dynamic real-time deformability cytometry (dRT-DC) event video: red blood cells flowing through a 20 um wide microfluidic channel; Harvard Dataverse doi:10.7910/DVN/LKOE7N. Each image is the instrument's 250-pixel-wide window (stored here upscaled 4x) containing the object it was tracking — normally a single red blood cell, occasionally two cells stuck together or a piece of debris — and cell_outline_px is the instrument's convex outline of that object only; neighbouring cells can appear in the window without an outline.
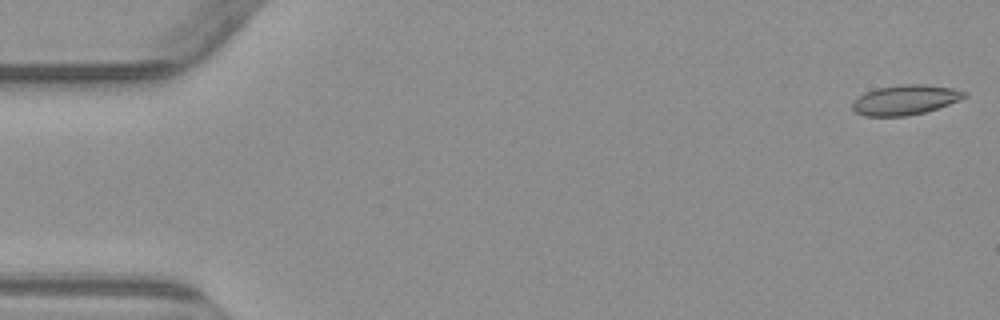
{"species": "common noctule bat (a hibernating species)", "species_latin": "Nyctalus noctula", "temperature_condition": "warm", "stored_images_in_passage": 4, "camera_frame_rate_fps": 3000, "um_per_image_px": 0.085, "animal": {"sex": "male", "body_mass_g": 23.1, "forearm_length_mm": 52.7}, "frame": {"image": 1, "passage_image": 1, "time_ms": 0.0, "image_size_px": [1000, 320], "cell_outline_px": [[968, 96], [960, 100], [924, 112], [908, 116], [864, 116], [856, 112], [852, 108], [852, 100], [856, 96], [864, 92], [876, 88], [900, 84], [924, 84], [952, 88], [968, 92]], "centroid_in_image_um": [76.91, 8.48], "position_along_channel_um": 8.1, "area_um2": 19.71}}
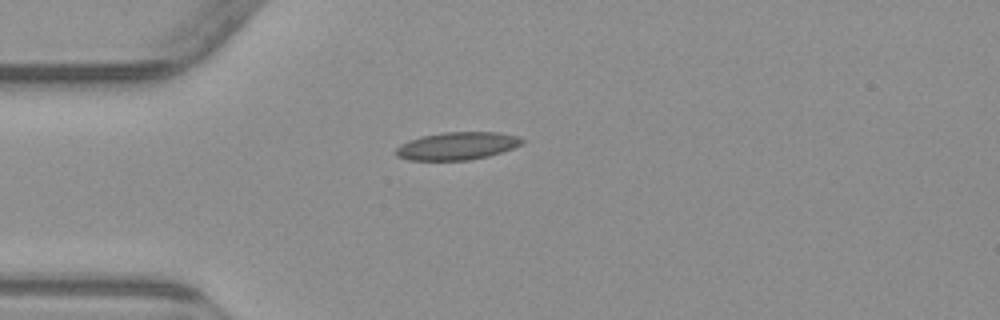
{"frame": {"image": 2, "passage_image": 4, "time_ms": 4.333, "image_size_px": [1000, 320], "cell_outline_px": [[524, 144], [488, 156], [468, 160], [408, 160], [396, 156], [392, 152], [400, 144], [408, 140], [420, 136], [444, 132], [500, 132], [516, 136], [524, 140]], "centroid_in_image_um": [38.8, 12.4], "position_along_channel_um": 46.2, "area_um2": 20.52}}